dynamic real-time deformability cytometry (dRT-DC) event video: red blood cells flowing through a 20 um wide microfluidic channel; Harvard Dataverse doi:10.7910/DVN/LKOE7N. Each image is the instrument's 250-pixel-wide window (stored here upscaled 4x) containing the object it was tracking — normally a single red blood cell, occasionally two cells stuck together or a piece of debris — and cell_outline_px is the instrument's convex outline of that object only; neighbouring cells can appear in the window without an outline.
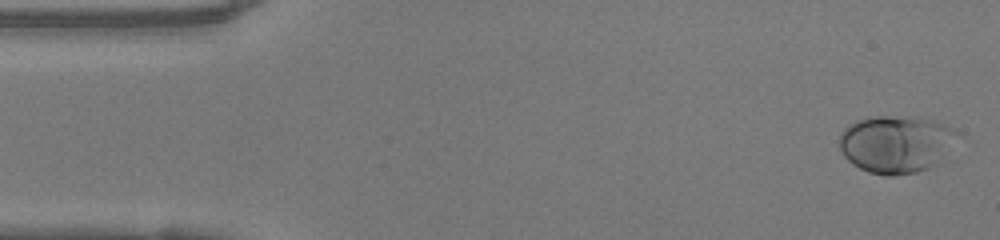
{"species": "human", "species_latin": "Homo sapiens", "temperature_condition": "warm", "stored_images_in_passage": 48, "camera_frame_rate_fps": 3000, "um_per_image_px": 0.085, "donor": {"sex": "female"}, "frame": {"image": 1, "passage_image": 1, "time_ms": 0.0, "image_size_px": [1000, 240], "cell_outline_px": [[960, 132], [936, 164], [928, 168], [916, 172], [892, 176], [884, 176], [868, 172], [852, 164], [844, 156], [840, 148], [840, 132], [848, 124], [856, 120], [868, 116], [912, 116], [932, 120], [956, 128]], "centroid_in_image_um": [76.12, 12.22], "position_along_channel_um": 8.9, "area_um2": 39.65}}
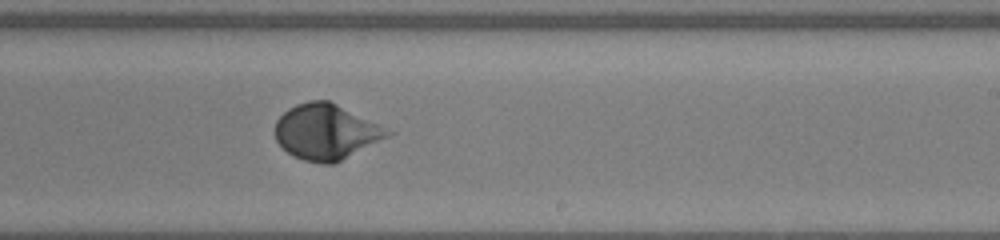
{"frame": {"image": 2, "passage_image": 28, "time_ms": 9.0, "image_size_px": [1000, 240], "cell_outline_px": [[396, 132], [332, 164], [324, 164], [304, 160], [292, 156], [276, 140], [276, 120], [288, 108], [296, 104], [308, 100], [328, 100]], "centroid_in_image_um": [27.69, 11.19], "position_along_channel_um": 261.3, "area_um2": 35.84}}
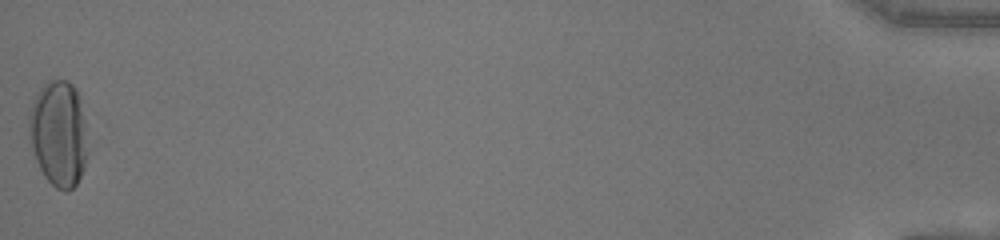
{"frame": {"image": 3, "passage_image": 48, "time_ms": 15.667, "image_size_px": [1000, 240], "cell_outline_px": [[88, 152], [84, 168], [76, 184], [68, 192], [64, 192], [56, 188], [44, 176], [36, 160], [28, 140], [28, 116], [32, 100], [36, 92], [48, 80], [68, 80], [76, 88], [80, 100], [84, 120]], "centroid_in_image_um": [4.96, 11.34], "position_along_channel_um": 430.2, "area_um2": 36.76}, "authors_computed_cell_mechanics": {"area_um2": 34.4777, "velocity_mm_per_s": 4.1363, "shape_relaxation_time_tau1_ms": 2.7193, "shape_relaxation_time_tau2_ms": null, "deformation_change_tau1": 0.1822, "deformation_change_tau2": null}}